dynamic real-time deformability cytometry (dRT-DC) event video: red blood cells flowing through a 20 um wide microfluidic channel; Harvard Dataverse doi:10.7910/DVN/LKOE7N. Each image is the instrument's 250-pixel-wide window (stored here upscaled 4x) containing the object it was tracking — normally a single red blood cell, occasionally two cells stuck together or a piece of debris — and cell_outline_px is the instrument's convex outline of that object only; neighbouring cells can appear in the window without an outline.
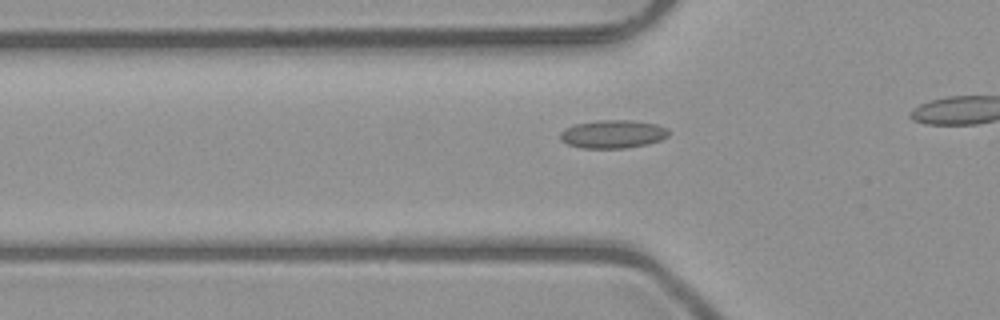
{"species": "common noctule bat (a hibernating species)", "species_latin": "Nyctalus noctula", "temperature_condition": "room temperature", "stored_images_in_passage": 45, "camera_frame_rate_fps": 3000, "um_per_image_px": 0.085, "animal": {"sex": "male", "body_mass_g": 23.1, "forearm_length_mm": 52.7}, "frame": {"image": 1, "passage_image": 11, "time_ms": 3.333, "image_size_px": [1000, 320], "cell_outline_px": [[668, 136], [660, 140], [648, 144], [628, 148], [584, 148], [568, 144], [560, 140], [560, 132], [564, 128], [576, 124], [596, 120], [632, 120], [656, 124], [668, 128]], "centroid_in_image_um": [52.09, 11.39], "position_along_channel_um": 73.7, "area_um2": 17.92}}
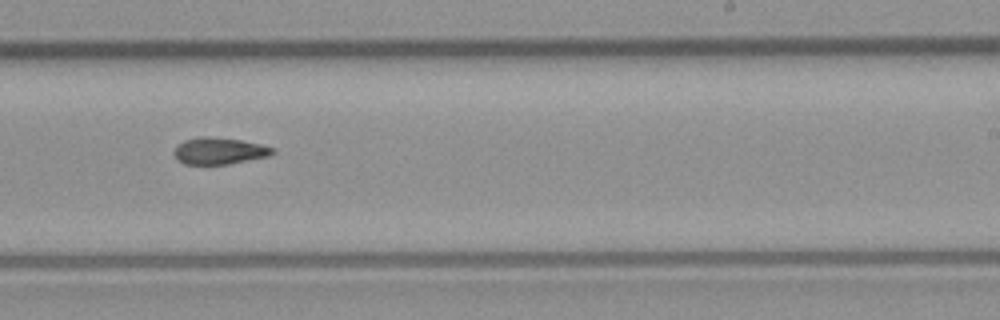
{"frame": {"image": 2, "passage_image": 26, "time_ms": 8.333, "image_size_px": [1000, 320], "cell_outline_px": [[276, 152], [268, 156], [228, 164], [184, 164], [176, 160], [172, 152], [176, 144], [184, 140], [200, 136], [208, 136], [240, 140], [260, 144], [276, 148]], "centroid_in_image_um": [18.59, 12.82], "position_along_channel_um": 270.4, "area_um2": 15.55}}
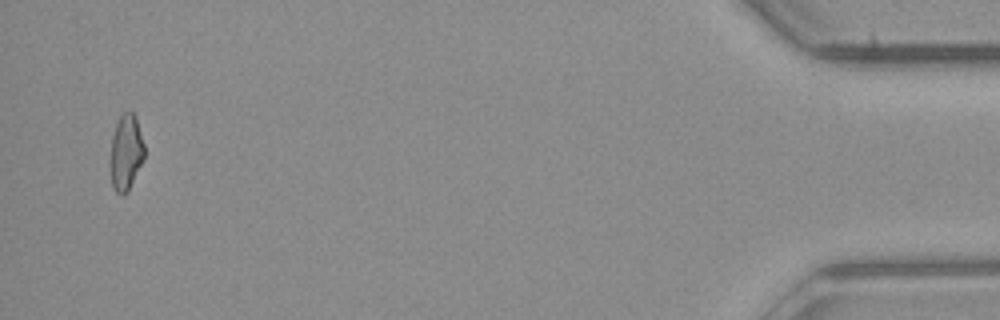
{"frame": {"image": 3, "passage_image": 44, "time_ms": 14.333, "image_size_px": [1000, 320], "cell_outline_px": [[144, 160], [128, 192], [124, 196], [120, 196], [112, 188], [112, 136], [116, 124], [120, 116], [124, 112], [132, 112], [136, 116], [144, 144]], "centroid_in_image_um": [10.74, 12.99], "position_along_channel_um": 424.5, "area_um2": 14.91}}